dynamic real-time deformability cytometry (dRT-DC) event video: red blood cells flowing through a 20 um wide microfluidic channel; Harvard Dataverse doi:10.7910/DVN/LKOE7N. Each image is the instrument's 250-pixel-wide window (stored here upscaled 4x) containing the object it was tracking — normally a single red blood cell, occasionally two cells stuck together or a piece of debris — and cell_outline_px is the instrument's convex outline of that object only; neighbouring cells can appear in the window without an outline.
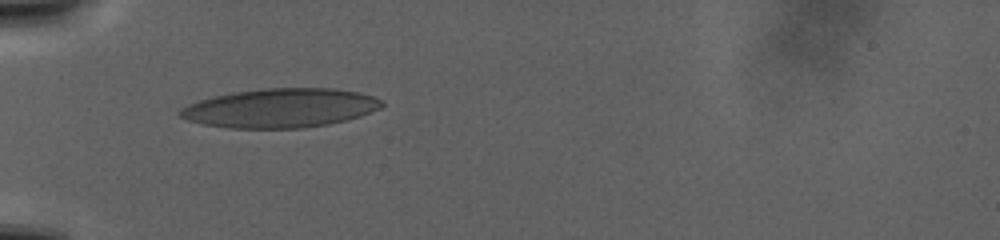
{"species": "human", "species_latin": "Homo sapiens", "temperature_condition": "warm", "stored_images_in_passage": 84, "camera_frame_rate_fps": 3000, "um_per_image_px": 0.085, "donor": {"sex": "male"}, "frame": {"image": 1, "passage_image": 1, "time_ms": 0.0, "image_size_px": [1000, 240], "cell_outline_px": [[384, 104], [380, 108], [360, 116], [348, 120], [328, 124], [300, 128], [228, 128], [204, 124], [188, 120], [180, 116], [180, 108], [188, 104], [212, 96], [232, 92], [264, 88], [332, 88], [360, 92], [384, 100]], "centroid_in_image_um": [23.85, 9.18], "position_along_channel_um": 61.1, "area_um2": 46.01}}
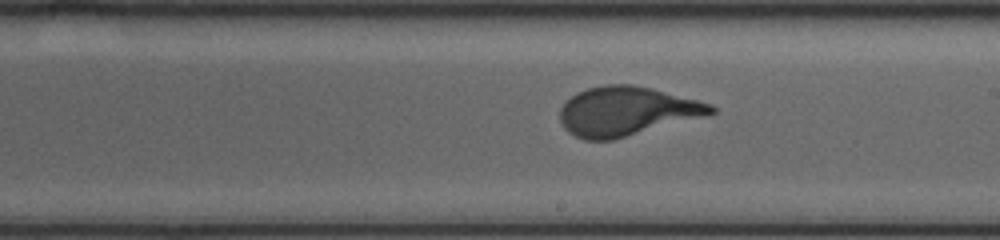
{"frame": {"image": 2, "passage_image": 31, "time_ms": 10.333, "image_size_px": [1000, 240], "cell_outline_px": [[716, 112], [612, 140], [584, 140], [568, 132], [564, 128], [560, 120], [560, 108], [576, 92], [588, 88], [604, 84], [632, 84], [652, 88], [712, 104], [716, 108]], "centroid_in_image_um": [53.21, 9.44], "position_along_channel_um": 235.8, "area_um2": 42.66}}
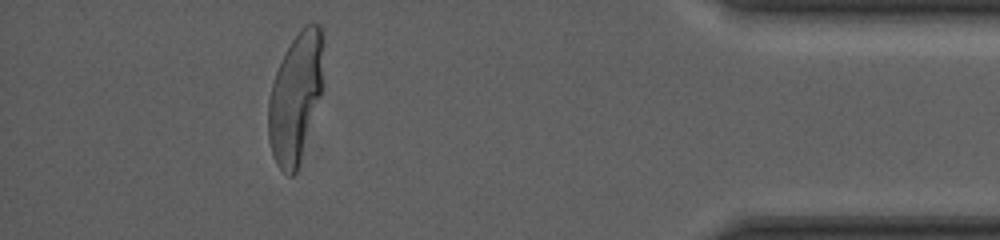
{"frame": {"image": 3, "passage_image": 65, "time_ms": 22.333, "image_size_px": [1000, 240], "cell_outline_px": [[324, 44], [320, 96], [300, 160], [296, 172], [292, 176], [288, 176], [276, 164], [268, 140], [268, 100], [272, 84], [276, 72], [292, 40], [304, 24], [320, 24], [324, 36]], "centroid_in_image_um": [25.12, 8.26], "position_along_channel_um": 410.1, "area_um2": 41.15}}